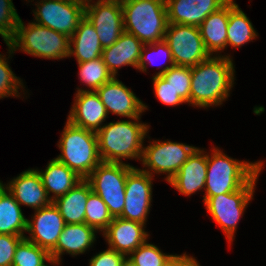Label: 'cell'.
I'll list each match as a JSON object with an SVG mask.
<instances>
[{"mask_svg":"<svg viewBox=\"0 0 266 266\" xmlns=\"http://www.w3.org/2000/svg\"><path fill=\"white\" fill-rule=\"evenodd\" d=\"M228 0H165L168 23L198 27Z\"/></svg>","mask_w":266,"mask_h":266,"instance_id":"17","label":"cell"},{"mask_svg":"<svg viewBox=\"0 0 266 266\" xmlns=\"http://www.w3.org/2000/svg\"><path fill=\"white\" fill-rule=\"evenodd\" d=\"M207 177V154L197 148L169 183L184 195H191L205 188Z\"/></svg>","mask_w":266,"mask_h":266,"instance_id":"21","label":"cell"},{"mask_svg":"<svg viewBox=\"0 0 266 266\" xmlns=\"http://www.w3.org/2000/svg\"><path fill=\"white\" fill-rule=\"evenodd\" d=\"M134 168L125 163L101 162L86 178L92 191L104 201L113 218L122 214L126 178Z\"/></svg>","mask_w":266,"mask_h":266,"instance_id":"7","label":"cell"},{"mask_svg":"<svg viewBox=\"0 0 266 266\" xmlns=\"http://www.w3.org/2000/svg\"><path fill=\"white\" fill-rule=\"evenodd\" d=\"M156 75H161L186 103H190L191 67L170 64Z\"/></svg>","mask_w":266,"mask_h":266,"instance_id":"30","label":"cell"},{"mask_svg":"<svg viewBox=\"0 0 266 266\" xmlns=\"http://www.w3.org/2000/svg\"><path fill=\"white\" fill-rule=\"evenodd\" d=\"M24 237L0 234V266H12L16 247Z\"/></svg>","mask_w":266,"mask_h":266,"instance_id":"37","label":"cell"},{"mask_svg":"<svg viewBox=\"0 0 266 266\" xmlns=\"http://www.w3.org/2000/svg\"><path fill=\"white\" fill-rule=\"evenodd\" d=\"M147 46H149V50L152 48L153 50H155L157 53V56L158 54H162V52L164 53L163 56H165V58H167L166 60L169 61V63H171V65H174V60H173V57H172V53L169 49V46L168 44L163 40V41H160V42H155V43H151V44H144V46L142 47V50H141V57H140V61H139V64H138V70L140 71H147L146 69V62H149V63H153V61L155 60V55L154 54H149L148 52V55L145 54L144 52L147 51ZM145 50V51H144ZM154 53V52H153ZM160 54V55H161ZM154 55V57H153ZM159 55V56H160ZM159 58V57H158Z\"/></svg>","mask_w":266,"mask_h":266,"instance_id":"38","label":"cell"},{"mask_svg":"<svg viewBox=\"0 0 266 266\" xmlns=\"http://www.w3.org/2000/svg\"><path fill=\"white\" fill-rule=\"evenodd\" d=\"M96 92L108 114L111 111L116 115L134 119L139 118L147 109V106L116 77L104 83Z\"/></svg>","mask_w":266,"mask_h":266,"instance_id":"15","label":"cell"},{"mask_svg":"<svg viewBox=\"0 0 266 266\" xmlns=\"http://www.w3.org/2000/svg\"><path fill=\"white\" fill-rule=\"evenodd\" d=\"M260 171L241 189L209 197L205 202L207 211L224 231L229 242L233 241L237 223L253 197L255 183Z\"/></svg>","mask_w":266,"mask_h":266,"instance_id":"8","label":"cell"},{"mask_svg":"<svg viewBox=\"0 0 266 266\" xmlns=\"http://www.w3.org/2000/svg\"><path fill=\"white\" fill-rule=\"evenodd\" d=\"M113 221L104 201L93 191L89 193L86 202L85 223L93 227L96 231H105Z\"/></svg>","mask_w":266,"mask_h":266,"instance_id":"31","label":"cell"},{"mask_svg":"<svg viewBox=\"0 0 266 266\" xmlns=\"http://www.w3.org/2000/svg\"><path fill=\"white\" fill-rule=\"evenodd\" d=\"M91 191L89 182L82 179L66 194L53 201L65 224L85 223L86 202Z\"/></svg>","mask_w":266,"mask_h":266,"instance_id":"25","label":"cell"},{"mask_svg":"<svg viewBox=\"0 0 266 266\" xmlns=\"http://www.w3.org/2000/svg\"><path fill=\"white\" fill-rule=\"evenodd\" d=\"M95 233L86 223L65 224L56 246L49 252L51 259L60 262L64 252L72 256L84 253L94 243Z\"/></svg>","mask_w":266,"mask_h":266,"instance_id":"22","label":"cell"},{"mask_svg":"<svg viewBox=\"0 0 266 266\" xmlns=\"http://www.w3.org/2000/svg\"><path fill=\"white\" fill-rule=\"evenodd\" d=\"M45 261L60 264V262L51 259L50 253L46 249L24 237L16 247L12 266H43Z\"/></svg>","mask_w":266,"mask_h":266,"instance_id":"29","label":"cell"},{"mask_svg":"<svg viewBox=\"0 0 266 266\" xmlns=\"http://www.w3.org/2000/svg\"><path fill=\"white\" fill-rule=\"evenodd\" d=\"M78 66L80 80L86 83L89 88L91 87L92 91H96L113 78L102 57L78 63Z\"/></svg>","mask_w":266,"mask_h":266,"instance_id":"32","label":"cell"},{"mask_svg":"<svg viewBox=\"0 0 266 266\" xmlns=\"http://www.w3.org/2000/svg\"><path fill=\"white\" fill-rule=\"evenodd\" d=\"M102 52L103 47L94 26L84 17L70 37L69 56L75 55L77 62L81 63L102 57Z\"/></svg>","mask_w":266,"mask_h":266,"instance_id":"24","label":"cell"},{"mask_svg":"<svg viewBox=\"0 0 266 266\" xmlns=\"http://www.w3.org/2000/svg\"><path fill=\"white\" fill-rule=\"evenodd\" d=\"M143 46L135 35L124 31L115 43L103 49V61L113 77H116L118 68L124 65L138 69Z\"/></svg>","mask_w":266,"mask_h":266,"instance_id":"20","label":"cell"},{"mask_svg":"<svg viewBox=\"0 0 266 266\" xmlns=\"http://www.w3.org/2000/svg\"><path fill=\"white\" fill-rule=\"evenodd\" d=\"M37 24L71 37L85 17V2L81 0H42L34 11Z\"/></svg>","mask_w":266,"mask_h":266,"instance_id":"10","label":"cell"},{"mask_svg":"<svg viewBox=\"0 0 266 266\" xmlns=\"http://www.w3.org/2000/svg\"><path fill=\"white\" fill-rule=\"evenodd\" d=\"M153 85L155 96L161 101V103L168 106L186 103L161 75L153 76Z\"/></svg>","mask_w":266,"mask_h":266,"instance_id":"36","label":"cell"},{"mask_svg":"<svg viewBox=\"0 0 266 266\" xmlns=\"http://www.w3.org/2000/svg\"><path fill=\"white\" fill-rule=\"evenodd\" d=\"M234 72L229 56H210L191 67L190 104L197 107L221 105L230 95Z\"/></svg>","mask_w":266,"mask_h":266,"instance_id":"1","label":"cell"},{"mask_svg":"<svg viewBox=\"0 0 266 266\" xmlns=\"http://www.w3.org/2000/svg\"><path fill=\"white\" fill-rule=\"evenodd\" d=\"M125 255L108 248L90 259L89 266H122Z\"/></svg>","mask_w":266,"mask_h":266,"instance_id":"39","label":"cell"},{"mask_svg":"<svg viewBox=\"0 0 266 266\" xmlns=\"http://www.w3.org/2000/svg\"><path fill=\"white\" fill-rule=\"evenodd\" d=\"M168 266H200L196 259L189 257L187 254L176 255Z\"/></svg>","mask_w":266,"mask_h":266,"instance_id":"40","label":"cell"},{"mask_svg":"<svg viewBox=\"0 0 266 266\" xmlns=\"http://www.w3.org/2000/svg\"><path fill=\"white\" fill-rule=\"evenodd\" d=\"M7 46L10 54L21 49L39 58L62 59L69 57L70 37L35 22L26 27L20 19Z\"/></svg>","mask_w":266,"mask_h":266,"instance_id":"6","label":"cell"},{"mask_svg":"<svg viewBox=\"0 0 266 266\" xmlns=\"http://www.w3.org/2000/svg\"><path fill=\"white\" fill-rule=\"evenodd\" d=\"M7 185L4 187L14 196L19 205L23 204L38 210L52 202L37 169L22 172Z\"/></svg>","mask_w":266,"mask_h":266,"instance_id":"19","label":"cell"},{"mask_svg":"<svg viewBox=\"0 0 266 266\" xmlns=\"http://www.w3.org/2000/svg\"><path fill=\"white\" fill-rule=\"evenodd\" d=\"M64 226L65 222L59 209L51 202L35 210L33 220L27 221V232L31 236L25 238L50 252L56 246Z\"/></svg>","mask_w":266,"mask_h":266,"instance_id":"14","label":"cell"},{"mask_svg":"<svg viewBox=\"0 0 266 266\" xmlns=\"http://www.w3.org/2000/svg\"><path fill=\"white\" fill-rule=\"evenodd\" d=\"M27 221L14 196L0 184V234L24 236Z\"/></svg>","mask_w":266,"mask_h":266,"instance_id":"27","label":"cell"},{"mask_svg":"<svg viewBox=\"0 0 266 266\" xmlns=\"http://www.w3.org/2000/svg\"><path fill=\"white\" fill-rule=\"evenodd\" d=\"M85 2V17L94 26L104 48L115 43L124 32L123 10L120 2L98 0Z\"/></svg>","mask_w":266,"mask_h":266,"instance_id":"12","label":"cell"},{"mask_svg":"<svg viewBox=\"0 0 266 266\" xmlns=\"http://www.w3.org/2000/svg\"><path fill=\"white\" fill-rule=\"evenodd\" d=\"M37 171L48 197L50 192L54 193V196L51 197L52 202L66 194L83 179L56 158L48 163L44 172Z\"/></svg>","mask_w":266,"mask_h":266,"instance_id":"26","label":"cell"},{"mask_svg":"<svg viewBox=\"0 0 266 266\" xmlns=\"http://www.w3.org/2000/svg\"><path fill=\"white\" fill-rule=\"evenodd\" d=\"M122 266H137V265L133 263L129 258L125 257V259L122 262Z\"/></svg>","mask_w":266,"mask_h":266,"instance_id":"41","label":"cell"},{"mask_svg":"<svg viewBox=\"0 0 266 266\" xmlns=\"http://www.w3.org/2000/svg\"><path fill=\"white\" fill-rule=\"evenodd\" d=\"M106 1H115V2H120V3H122V2L127 1V0H106Z\"/></svg>","mask_w":266,"mask_h":266,"instance_id":"42","label":"cell"},{"mask_svg":"<svg viewBox=\"0 0 266 266\" xmlns=\"http://www.w3.org/2000/svg\"><path fill=\"white\" fill-rule=\"evenodd\" d=\"M196 149V147L183 143L153 141L152 144L143 148L140 161L148 167V170L143 169L141 171L149 175H152L151 171L167 173L165 179L169 182Z\"/></svg>","mask_w":266,"mask_h":266,"instance_id":"11","label":"cell"},{"mask_svg":"<svg viewBox=\"0 0 266 266\" xmlns=\"http://www.w3.org/2000/svg\"><path fill=\"white\" fill-rule=\"evenodd\" d=\"M152 175L134 168L126 178L122 219L145 224L152 200Z\"/></svg>","mask_w":266,"mask_h":266,"instance_id":"13","label":"cell"},{"mask_svg":"<svg viewBox=\"0 0 266 266\" xmlns=\"http://www.w3.org/2000/svg\"><path fill=\"white\" fill-rule=\"evenodd\" d=\"M131 254L128 258L137 266H168L176 256L162 253L157 246L147 241Z\"/></svg>","mask_w":266,"mask_h":266,"instance_id":"33","label":"cell"},{"mask_svg":"<svg viewBox=\"0 0 266 266\" xmlns=\"http://www.w3.org/2000/svg\"><path fill=\"white\" fill-rule=\"evenodd\" d=\"M229 0V20L227 26V46L237 48L255 39L257 33L246 14L239 6Z\"/></svg>","mask_w":266,"mask_h":266,"instance_id":"28","label":"cell"},{"mask_svg":"<svg viewBox=\"0 0 266 266\" xmlns=\"http://www.w3.org/2000/svg\"><path fill=\"white\" fill-rule=\"evenodd\" d=\"M0 54V99L8 96H18L19 86L23 85L20 78L13 74L6 57ZM3 58V59H2Z\"/></svg>","mask_w":266,"mask_h":266,"instance_id":"35","label":"cell"},{"mask_svg":"<svg viewBox=\"0 0 266 266\" xmlns=\"http://www.w3.org/2000/svg\"><path fill=\"white\" fill-rule=\"evenodd\" d=\"M164 41L176 66L193 67L211 56L196 26L168 23Z\"/></svg>","mask_w":266,"mask_h":266,"instance_id":"9","label":"cell"},{"mask_svg":"<svg viewBox=\"0 0 266 266\" xmlns=\"http://www.w3.org/2000/svg\"><path fill=\"white\" fill-rule=\"evenodd\" d=\"M57 160L86 179L102 162L96 132L71 124L68 120L59 141Z\"/></svg>","mask_w":266,"mask_h":266,"instance_id":"5","label":"cell"},{"mask_svg":"<svg viewBox=\"0 0 266 266\" xmlns=\"http://www.w3.org/2000/svg\"><path fill=\"white\" fill-rule=\"evenodd\" d=\"M121 6L125 32L143 44L164 40L168 25L165 0H127Z\"/></svg>","mask_w":266,"mask_h":266,"instance_id":"4","label":"cell"},{"mask_svg":"<svg viewBox=\"0 0 266 266\" xmlns=\"http://www.w3.org/2000/svg\"><path fill=\"white\" fill-rule=\"evenodd\" d=\"M108 116L96 91L78 88L68 121L78 127L97 132Z\"/></svg>","mask_w":266,"mask_h":266,"instance_id":"16","label":"cell"},{"mask_svg":"<svg viewBox=\"0 0 266 266\" xmlns=\"http://www.w3.org/2000/svg\"><path fill=\"white\" fill-rule=\"evenodd\" d=\"M140 118H134L135 122L130 120L110 122L96 132L102 162L123 163L122 158L141 159L142 144L149 126L139 123Z\"/></svg>","mask_w":266,"mask_h":266,"instance_id":"2","label":"cell"},{"mask_svg":"<svg viewBox=\"0 0 266 266\" xmlns=\"http://www.w3.org/2000/svg\"><path fill=\"white\" fill-rule=\"evenodd\" d=\"M229 0L217 11L209 14L198 26L206 50L213 55L227 47Z\"/></svg>","mask_w":266,"mask_h":266,"instance_id":"23","label":"cell"},{"mask_svg":"<svg viewBox=\"0 0 266 266\" xmlns=\"http://www.w3.org/2000/svg\"><path fill=\"white\" fill-rule=\"evenodd\" d=\"M144 225L139 222L115 217L103 234L106 237L109 248L128 257L147 241L149 235L144 231Z\"/></svg>","mask_w":266,"mask_h":266,"instance_id":"18","label":"cell"},{"mask_svg":"<svg viewBox=\"0 0 266 266\" xmlns=\"http://www.w3.org/2000/svg\"><path fill=\"white\" fill-rule=\"evenodd\" d=\"M19 20L12 0H0V35L6 44L15 35Z\"/></svg>","mask_w":266,"mask_h":266,"instance_id":"34","label":"cell"},{"mask_svg":"<svg viewBox=\"0 0 266 266\" xmlns=\"http://www.w3.org/2000/svg\"><path fill=\"white\" fill-rule=\"evenodd\" d=\"M212 156L207 153V177L205 183V202L209 197L230 193L241 189L259 171L263 163L234 160L219 149H213Z\"/></svg>","mask_w":266,"mask_h":266,"instance_id":"3","label":"cell"}]
</instances>
